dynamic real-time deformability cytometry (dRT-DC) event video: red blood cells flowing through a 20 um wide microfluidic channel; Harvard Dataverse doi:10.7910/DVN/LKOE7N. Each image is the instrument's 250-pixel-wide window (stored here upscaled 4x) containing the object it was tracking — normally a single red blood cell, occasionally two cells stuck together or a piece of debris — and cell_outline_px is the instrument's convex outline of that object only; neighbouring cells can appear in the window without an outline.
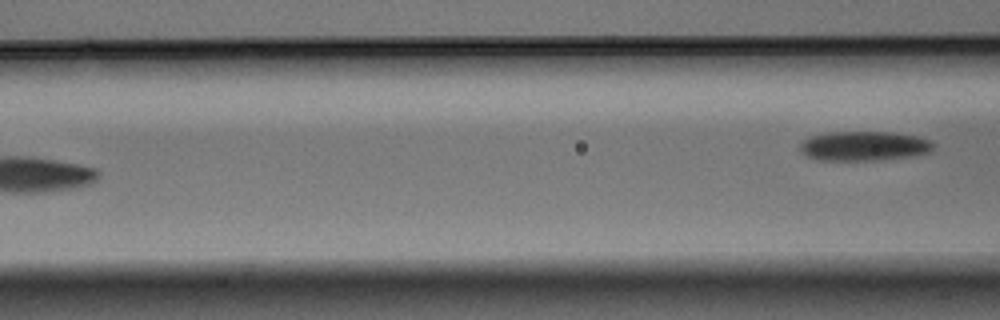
{"species": "Egyptian fruit bat (a non-hibernating species)", "species_latin": "Rousettus aegyptiacus", "temperature_condition": "warm", "stored_images_in_passage": 7, "camera_frame_rate_fps": 3000, "um_per_image_px": 0.085, "animal": {"sex": "male"}, "frame": {"image": 1, "passage_image": 7, "time_ms": 2.0, "image_size_px": [1000, 320], "cell_outline_px": [[932, 148], [928, 152], [908, 156], [880, 160], [816, 160], [800, 152], [800, 144], [808, 136], [828, 132], [892, 132], [916, 136], [928, 140], [932, 144]], "centroid_in_image_um": [73.35, 12.4], "position_along_channel_um": 93.2, "area_um2": 22.77}}